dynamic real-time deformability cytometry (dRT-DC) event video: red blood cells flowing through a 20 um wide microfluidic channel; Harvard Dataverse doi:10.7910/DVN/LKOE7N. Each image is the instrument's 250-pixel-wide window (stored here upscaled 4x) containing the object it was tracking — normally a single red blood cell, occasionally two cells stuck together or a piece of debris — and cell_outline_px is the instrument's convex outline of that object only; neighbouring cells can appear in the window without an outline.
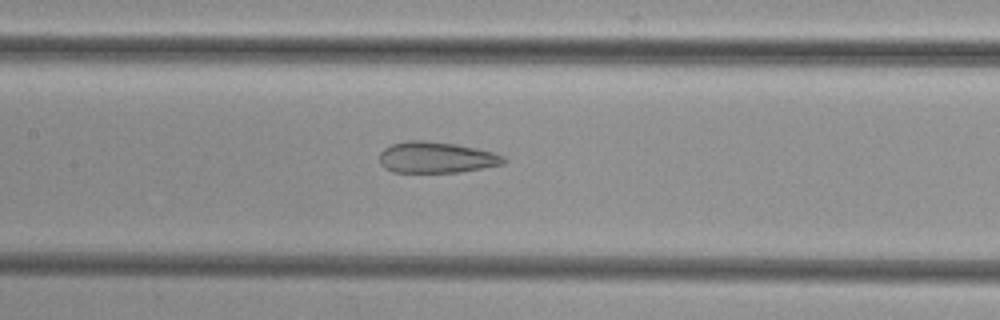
{"species": "common noctule bat (a hibernating species)", "species_latin": "Nyctalus noctula", "temperature_condition": "cold", "stored_images_in_passage": 35, "camera_frame_rate_fps": 3000, "um_per_image_px": 0.085, "animal": {"sex": "female", "body_mass_g": 29.2, "forearm_length_mm": 56.3}, "frame": {"image": 1, "passage_image": 17, "time_ms": 5.333, "image_size_px": [1000, 320], "cell_outline_px": [[508, 160], [504, 164], [460, 172], [392, 172], [384, 168], [380, 164], [380, 152], [384, 148], [392, 144], [408, 140], [424, 140], [456, 144], [476, 148], [492, 152], [504, 156]], "centroid_in_image_um": [37.08, 13.38], "position_along_channel_um": 170.3, "area_um2": 22.66}}
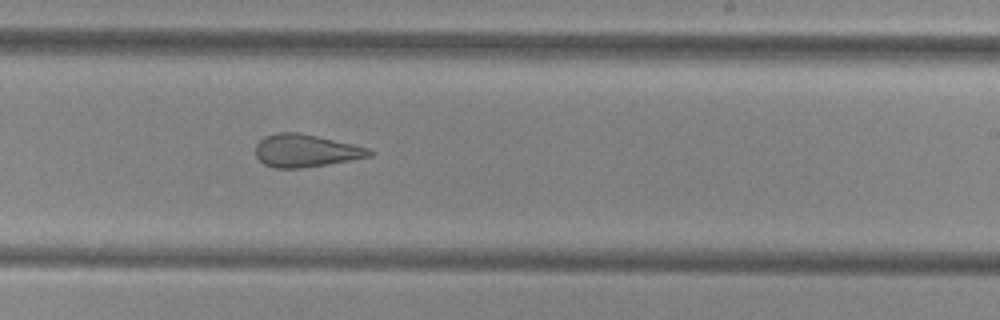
{"frame": {"image": 2, "passage_image": 24, "time_ms": 7.667, "image_size_px": [1000, 320], "cell_outline_px": [[376, 152], [372, 156], [300, 168], [276, 168], [264, 164], [256, 156], [256, 144], [264, 136], [280, 132], [300, 132], [352, 144], [368, 148]], "centroid_in_image_um": [25.97, 12.8], "position_along_channel_um": 263.0, "area_um2": 21.44}}
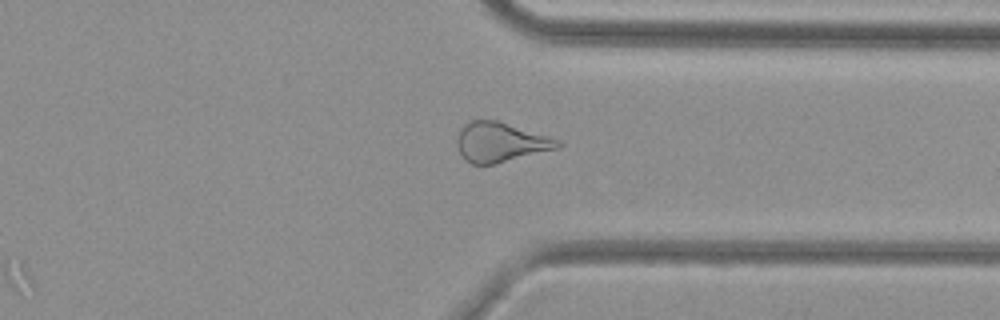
{"frame": {"image": 3, "passage_image": 32, "time_ms": 10.333, "image_size_px": [1000, 320], "cell_outline_px": [[564, 144], [556, 148], [496, 164], [472, 164], [460, 152], [456, 144], [456, 140], [460, 128], [468, 120], [496, 120], [548, 136], [560, 140]], "centroid_in_image_um": [42.51, 12.07], "position_along_channel_um": 368.9, "area_um2": 23.0}}